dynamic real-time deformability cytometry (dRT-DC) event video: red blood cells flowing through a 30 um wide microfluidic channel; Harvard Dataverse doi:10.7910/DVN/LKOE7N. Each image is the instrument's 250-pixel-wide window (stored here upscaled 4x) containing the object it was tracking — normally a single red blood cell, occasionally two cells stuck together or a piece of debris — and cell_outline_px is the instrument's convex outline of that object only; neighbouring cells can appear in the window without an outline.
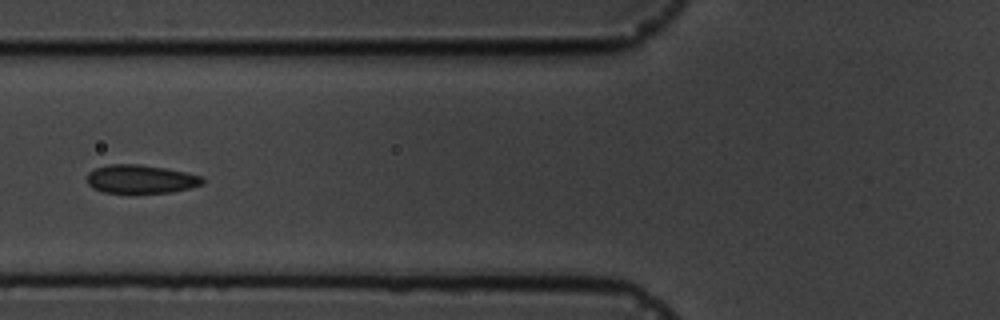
{"species": "common noctule bat (a hibernating species)", "species_latin": "Nyctalus noctula", "temperature_condition": "cold", "stored_images_in_passage": 15, "camera_frame_rate_fps": 3000, "um_per_image_px": 0.085, "animal": {"sex": "male", "body_mass_g": 19.5, "forearm_length_mm": 54.6}, "frame": {"image": 1, "passage_image": 4, "time_ms": 4.333, "image_size_px": [1000, 320], "cell_outline_px": [[204, 184], [172, 192], [104, 192], [92, 188], [88, 184], [88, 172], [96, 168], [108, 164], [140, 164], [164, 168], [204, 176]], "centroid_in_image_um": [11.97, 15.21], "position_along_channel_um": 113.8, "area_um2": 19.02}}
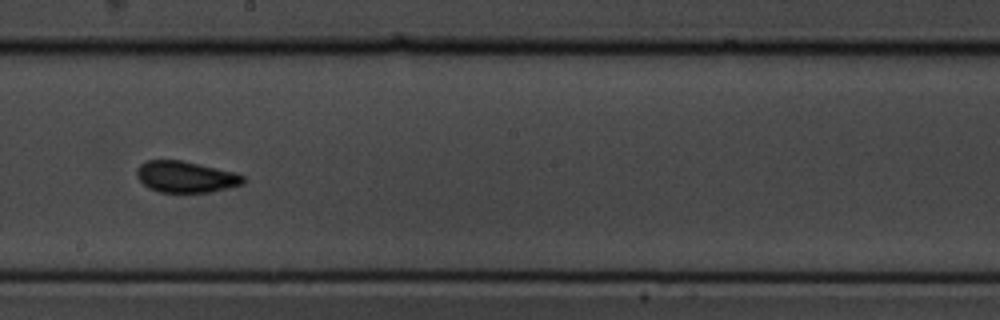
{"frame": {"image": 2, "passage_image": 7, "time_ms": 7.667, "image_size_px": [1000, 320], "cell_outline_px": [[244, 184], [228, 188], [208, 192], [160, 192], [148, 188], [136, 176], [136, 168], [140, 164], [148, 160], [180, 160], [232, 172], [244, 176]], "centroid_in_image_um": [15.74, 15.04], "position_along_channel_um": 232.5, "area_um2": 19.19}}
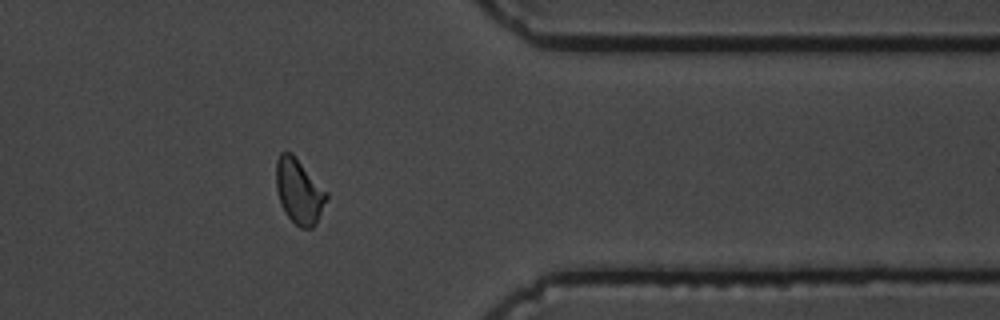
{"frame": {"image": 3, "passage_image": 11, "time_ms": 12.333, "image_size_px": [1000, 320], "cell_outline_px": [[328, 196], [316, 224], [312, 228], [300, 228], [284, 212], [280, 204], [276, 188], [276, 160], [280, 152], [292, 152], [328, 192]], "centroid_in_image_um": [25.41, 16.25], "position_along_channel_um": 386.0, "area_um2": 19.19}, "authors_computed_cell_mechanics": {"area_um2": 19.0162, "velocity_mm_per_s": 3.5662, "shape_relaxation_time_tau1_ms": 6.2459, "shape_relaxation_time_tau2_ms": null, "deformation_change_tau1": 0.1174, "deformation_change_tau2": null}}